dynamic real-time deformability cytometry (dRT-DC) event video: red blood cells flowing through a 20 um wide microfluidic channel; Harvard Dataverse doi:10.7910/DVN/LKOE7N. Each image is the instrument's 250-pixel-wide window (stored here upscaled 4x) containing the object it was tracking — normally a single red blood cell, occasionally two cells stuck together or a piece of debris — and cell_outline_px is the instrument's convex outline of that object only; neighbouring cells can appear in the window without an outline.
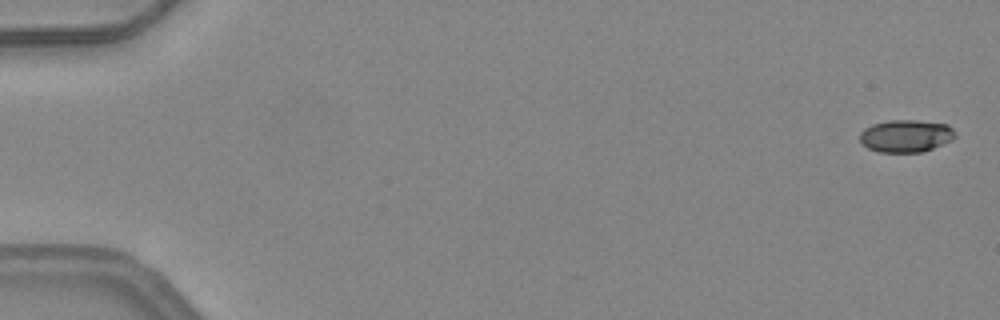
{"species": "common noctule bat (a hibernating species)", "species_latin": "Nyctalus noctula", "temperature_condition": "warm", "stored_images_in_passage": 6, "camera_frame_rate_fps": 3000, "um_per_image_px": 0.085, "animal": {"sex": "female", "body_mass_g": 24.6, "forearm_length_mm": 56.2}, "frame": {"image": 1, "passage_image": 1, "time_ms": 0.0, "image_size_px": [1000, 320], "cell_outline_px": [[956, 136], [952, 140], [932, 148], [920, 152], [880, 152], [868, 148], [860, 144], [860, 132], [864, 128], [872, 124], [888, 120], [916, 120], [948, 124], [956, 132]], "centroid_in_image_um": [76.99, 11.54], "position_along_channel_um": 8.0, "area_um2": 18.15}}